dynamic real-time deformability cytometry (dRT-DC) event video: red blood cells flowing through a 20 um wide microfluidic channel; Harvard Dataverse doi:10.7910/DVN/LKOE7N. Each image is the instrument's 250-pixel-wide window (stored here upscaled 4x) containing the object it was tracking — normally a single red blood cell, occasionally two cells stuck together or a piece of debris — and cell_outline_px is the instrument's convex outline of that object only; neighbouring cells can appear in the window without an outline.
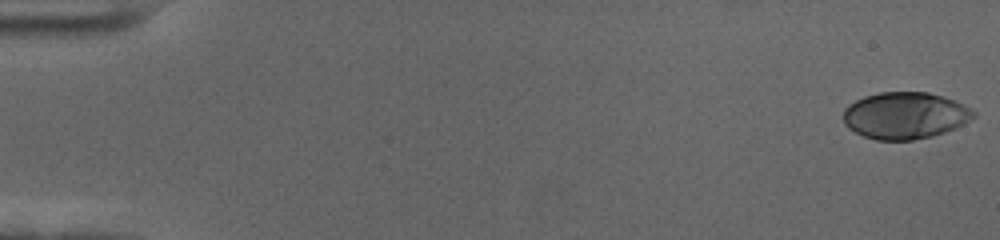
{"species": "human", "species_latin": "Homo sapiens", "temperature_condition": "cold", "stored_images_in_passage": 58, "camera_frame_rate_fps": 3000, "um_per_image_px": 0.085, "donor": {"sex": "female"}, "frame": {"image": 1, "passage_image": 1, "time_ms": 0.0, "image_size_px": [1000, 240], "cell_outline_px": [[976, 116], [956, 128], [932, 136], [912, 140], [876, 140], [864, 136], [848, 128], [844, 124], [844, 108], [848, 104], [864, 96], [880, 92], [928, 92], [944, 96], [956, 100], [972, 108], [976, 112]], "centroid_in_image_um": [76.95, 9.81], "position_along_channel_um": 8.1, "area_um2": 35.78}}
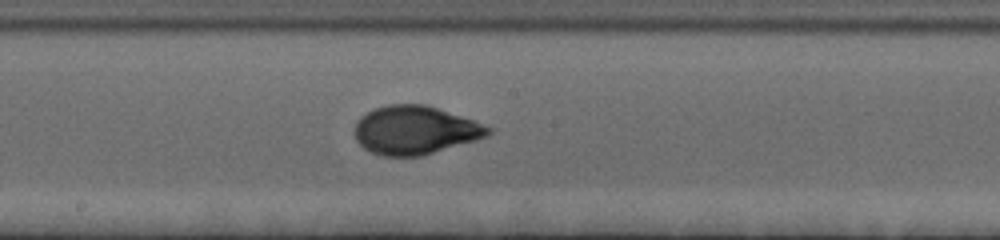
{"frame": {"image": 2, "passage_image": 32, "time_ms": 10.333, "image_size_px": [1000, 240], "cell_outline_px": [[492, 132], [488, 136], [476, 140], [420, 156], [380, 156], [364, 148], [356, 140], [356, 124], [360, 116], [376, 108], [388, 104], [424, 104], [472, 120], [492, 128]], "centroid_in_image_um": [35.27, 11.07], "position_along_channel_um": 212.9, "area_um2": 37.28}}
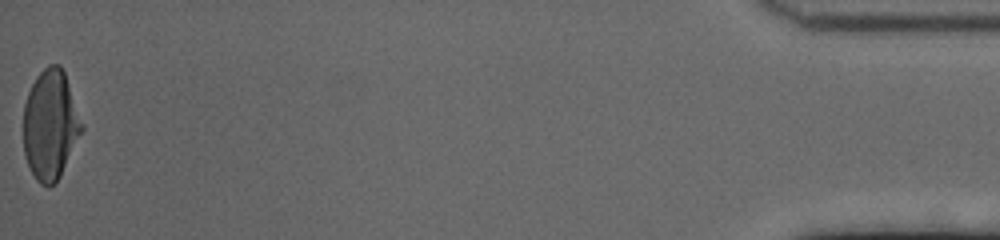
{"frame": {"image": 3, "passage_image": 58, "time_ms": 19.0, "image_size_px": [1000, 240], "cell_outline_px": [[84, 128], [60, 176], [48, 188], [40, 184], [36, 180], [28, 164], [24, 152], [24, 104], [28, 92], [36, 76], [48, 64], [60, 64], [64, 72], [84, 124]], "centroid_in_image_um": [4.29, 10.6], "position_along_channel_um": 430.9, "area_um2": 37.22}, "authors_computed_cell_mechanics": {"area_um2": 36.5296, "velocity_mm_per_s": 3.5466, "shape_relaxation_time_tau1_ms": 4.9037, "shape_relaxation_time_tau2_ms": null, "deformation_change_tau1": 0.2004, "deformation_change_tau2": null}}